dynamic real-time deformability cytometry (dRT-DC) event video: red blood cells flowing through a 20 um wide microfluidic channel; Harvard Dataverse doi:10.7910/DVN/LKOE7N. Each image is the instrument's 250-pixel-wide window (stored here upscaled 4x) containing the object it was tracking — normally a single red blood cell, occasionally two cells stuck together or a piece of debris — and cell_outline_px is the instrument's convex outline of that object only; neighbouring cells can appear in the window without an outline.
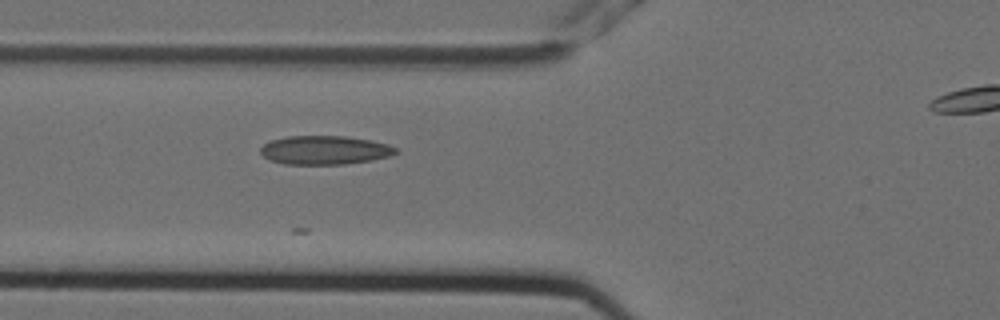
{"species": "Egyptian fruit bat (a non-hibernating species)", "species_latin": "Rousettus aegyptiacus", "temperature_condition": "cold", "stored_images_in_passage": 4, "segment_of_instrument_passage": [1, 2], "camera_frame_rate_fps": 3000, "um_per_image_px": 0.085, "animal": {"sex": "female"}, "frame": {"image": 1, "passage_image": 3, "time_ms": 0.667, "image_size_px": [1000, 320], "cell_outline_px": [[400, 152], [388, 156], [372, 160], [344, 164], [284, 164], [268, 160], [260, 152], [260, 148], [268, 140], [288, 136], [344, 136], [368, 140], [388, 144], [396, 148]], "centroid_in_image_um": [27.56, 12.76], "position_along_channel_um": 98.2, "area_um2": 22.72}}